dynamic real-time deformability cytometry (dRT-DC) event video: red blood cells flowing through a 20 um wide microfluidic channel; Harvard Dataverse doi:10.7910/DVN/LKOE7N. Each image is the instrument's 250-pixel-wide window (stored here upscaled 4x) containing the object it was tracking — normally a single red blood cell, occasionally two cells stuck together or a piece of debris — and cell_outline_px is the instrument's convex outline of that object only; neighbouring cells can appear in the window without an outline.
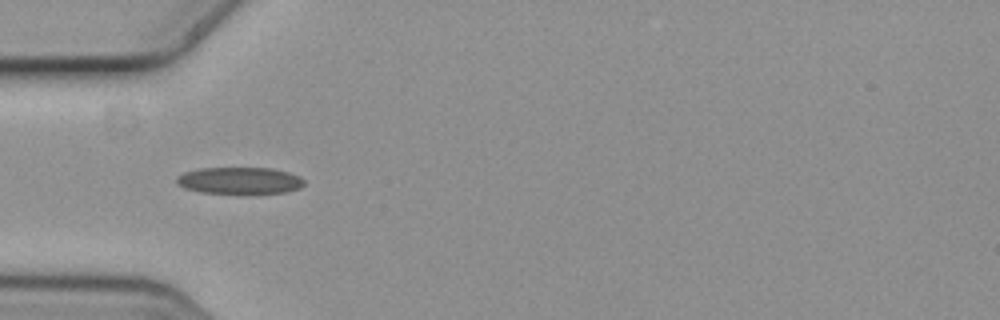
{"species": "common noctule bat (a hibernating species)", "species_latin": "Nyctalus noctula", "temperature_condition": "cold", "stored_images_in_passage": 2, "camera_frame_rate_fps": 3000, "um_per_image_px": 0.085, "animal": {"sex": "female", "body_mass_g": 19.3, "forearm_length_mm": 54.1}, "frame": {"image": 1, "passage_image": 1, "time_ms": 0.0, "image_size_px": [1000, 320], "cell_outline_px": [[304, 184], [300, 188], [284, 192], [248, 196], [240, 196], [200, 192], [184, 188], [176, 184], [176, 176], [184, 172], [200, 168], [272, 168], [288, 172], [300, 176], [304, 180]], "centroid_in_image_um": [20.36, 15.39], "position_along_channel_um": 64.6, "area_um2": 20.92}}
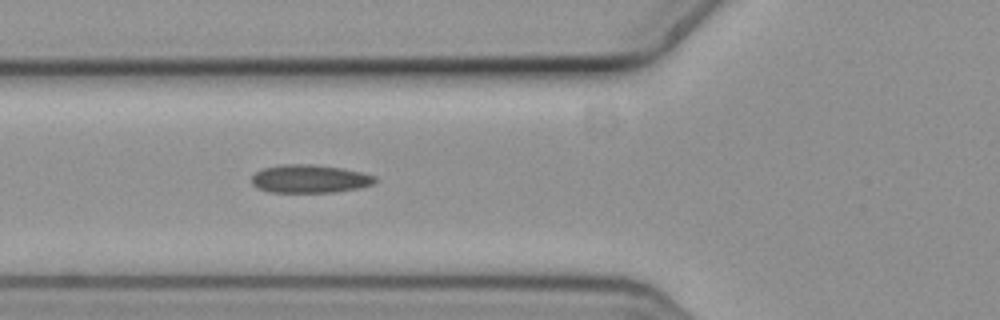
{"frame": {"image": 2, "passage_image": 2, "time_ms": 0.333, "image_size_px": [1000, 320], "cell_outline_px": [[376, 184], [360, 188], [336, 192], [268, 192], [256, 188], [252, 184], [252, 176], [256, 172], [264, 168], [280, 164], [312, 164], [340, 168], [360, 172], [376, 176]], "centroid_in_image_um": [26.33, 15.21], "position_along_channel_um": 99.5, "area_um2": 20.4}}